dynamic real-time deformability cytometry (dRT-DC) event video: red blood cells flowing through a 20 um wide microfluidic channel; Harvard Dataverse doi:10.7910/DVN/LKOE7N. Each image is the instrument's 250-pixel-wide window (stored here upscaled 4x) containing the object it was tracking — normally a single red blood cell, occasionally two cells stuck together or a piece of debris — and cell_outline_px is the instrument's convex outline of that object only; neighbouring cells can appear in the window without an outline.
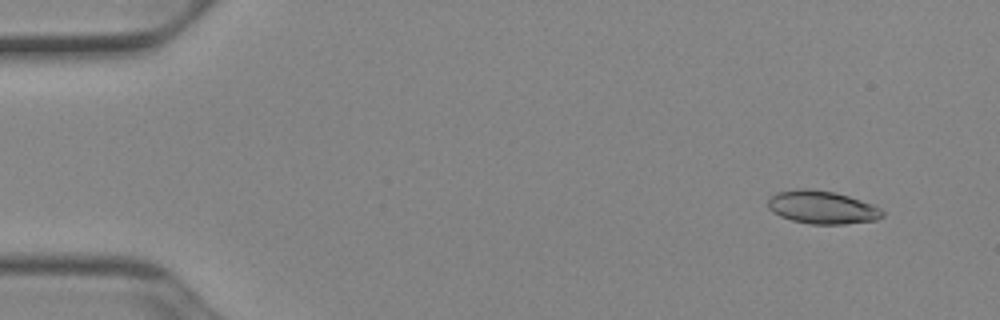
{"species": "Egyptian fruit bat (a non-hibernating species)", "species_latin": "Rousettus aegyptiacus", "temperature_condition": "cold", "stored_images_in_passage": 51, "camera_frame_rate_fps": 3000, "um_per_image_px": 0.085, "animal": {"sex": "female"}, "frame": {"image": 1, "passage_image": 4, "time_ms": 1.0, "image_size_px": [1000, 320], "cell_outline_px": [[884, 216], [876, 220], [844, 224], [812, 224], [792, 220], [780, 216], [772, 212], [768, 208], [768, 200], [776, 192], [796, 188], [812, 188], [836, 192], [872, 204], [880, 208], [884, 212]], "centroid_in_image_um": [69.87, 17.61], "position_along_channel_um": 15.1, "area_um2": 22.2}}
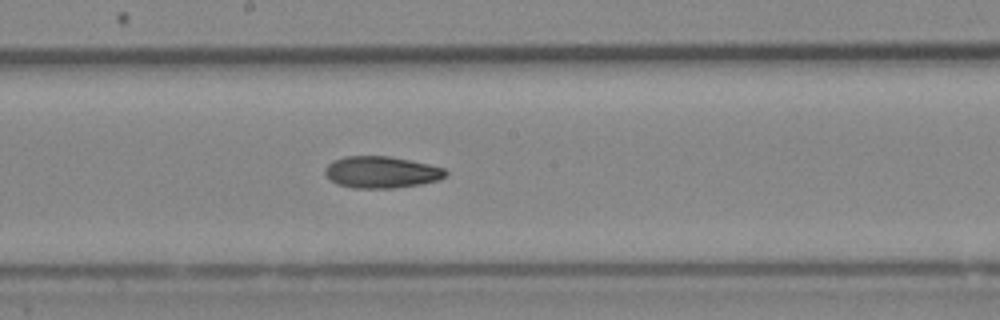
{"frame": {"image": 2, "passage_image": 28, "time_ms": 9.0, "image_size_px": [1000, 320], "cell_outline_px": [[448, 172], [444, 176], [436, 180], [420, 184], [392, 188], [352, 188], [336, 184], [324, 172], [324, 168], [332, 160], [344, 156], [388, 156], [428, 164], [444, 168]], "centroid_in_image_um": [32.37, 14.63], "position_along_channel_um": 215.8, "area_um2": 22.14}}
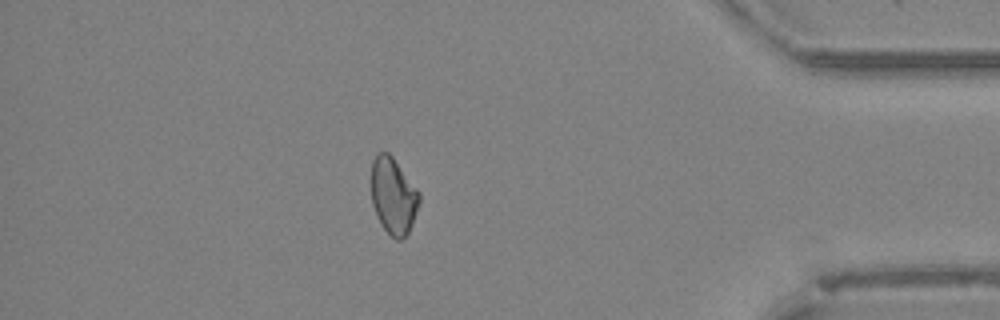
{"frame": {"image": 3, "passage_image": 45, "time_ms": 14.667, "image_size_px": [1000, 320], "cell_outline_px": [[420, 200], [412, 224], [408, 232], [400, 240], [396, 240], [380, 224], [372, 204], [372, 160], [376, 152], [388, 152], [392, 156], [420, 192]], "centroid_in_image_um": [33.43, 16.63], "position_along_channel_um": 401.8, "area_um2": 21.27}, "authors_computed_cell_mechanics": {"area_um2": 22.1374, "velocity_mm_per_s": 3.9236, "shape_relaxation_time_tau1_ms": 8.9334, "shape_relaxation_time_tau2_ms": 5.4247, "deformation_change_tau1": 0.1562, "deformation_change_tau2": 0.1169}}